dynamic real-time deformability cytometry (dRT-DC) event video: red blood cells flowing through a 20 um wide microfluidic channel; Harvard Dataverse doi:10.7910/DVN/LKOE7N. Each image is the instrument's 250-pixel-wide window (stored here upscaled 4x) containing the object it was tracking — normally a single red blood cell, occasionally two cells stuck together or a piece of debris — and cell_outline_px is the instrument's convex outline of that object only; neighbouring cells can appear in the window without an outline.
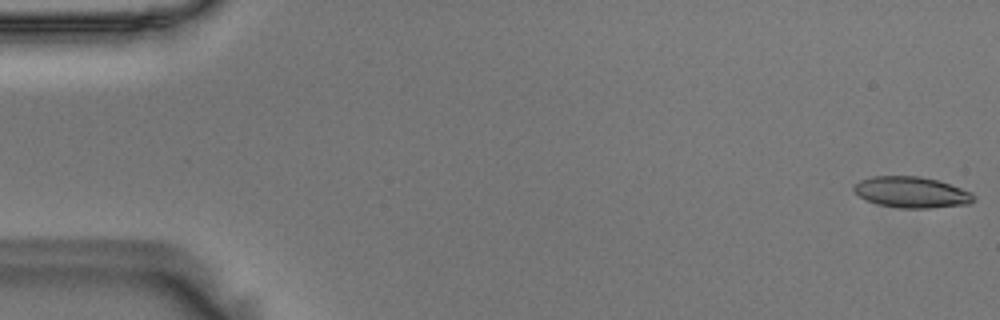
{"species": "Egyptian fruit bat (a non-hibernating species)", "species_latin": "Rousettus aegyptiacus", "temperature_condition": "room temperature", "stored_images_in_passage": 56, "camera_frame_rate_fps": 3000, "um_per_image_px": 0.085, "animal": {"sex": "male"}, "frame": {"image": 1, "passage_image": 1, "time_ms": 0.0, "image_size_px": [1000, 320], "cell_outline_px": [[976, 200], [968, 204], [932, 208], [896, 208], [864, 200], [852, 188], [852, 184], [860, 180], [872, 176], [920, 176], [936, 180], [972, 192], [976, 196]], "centroid_in_image_um": [77.47, 16.34], "position_along_channel_um": 7.5, "area_um2": 21.79}}
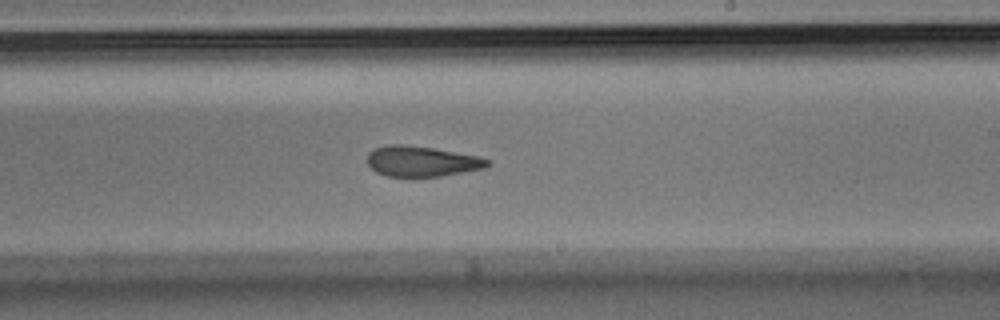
{"frame": {"image": 2, "passage_image": 33, "time_ms": 10.667, "image_size_px": [1000, 320], "cell_outline_px": [[492, 164], [488, 168], [440, 176], [388, 176], [376, 172], [368, 164], [368, 152], [376, 148], [388, 144], [404, 144], [432, 148], [480, 156], [492, 160]], "centroid_in_image_um": [35.92, 13.71], "position_along_channel_um": 253.1, "area_um2": 21.44}}
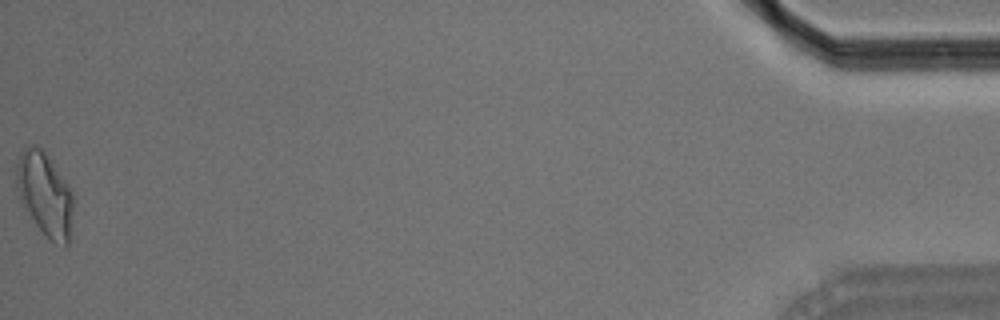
{"frame": {"image": 3, "passage_image": 56, "time_ms": 18.333, "image_size_px": [1000, 320], "cell_outline_px": [[76, 196], [68, 248], [52, 240], [36, 224], [20, 200], [16, 188], [16, 164], [20, 152], [28, 144], [32, 144], [44, 148], [72, 188]], "centroid_in_image_um": [3.86, 16.44], "position_along_channel_um": 431.3, "area_um2": 28.5}, "authors_computed_cell_mechanics": {"area_um2": 22.3686, "velocity_mm_per_s": 3.5969, "shape_relaxation_time_tau1_ms": 7.0883, "shape_relaxation_time_tau2_ms": 2.4753, "deformation_change_tau1": 0.1979, "deformation_change_tau2": 0.1171}}